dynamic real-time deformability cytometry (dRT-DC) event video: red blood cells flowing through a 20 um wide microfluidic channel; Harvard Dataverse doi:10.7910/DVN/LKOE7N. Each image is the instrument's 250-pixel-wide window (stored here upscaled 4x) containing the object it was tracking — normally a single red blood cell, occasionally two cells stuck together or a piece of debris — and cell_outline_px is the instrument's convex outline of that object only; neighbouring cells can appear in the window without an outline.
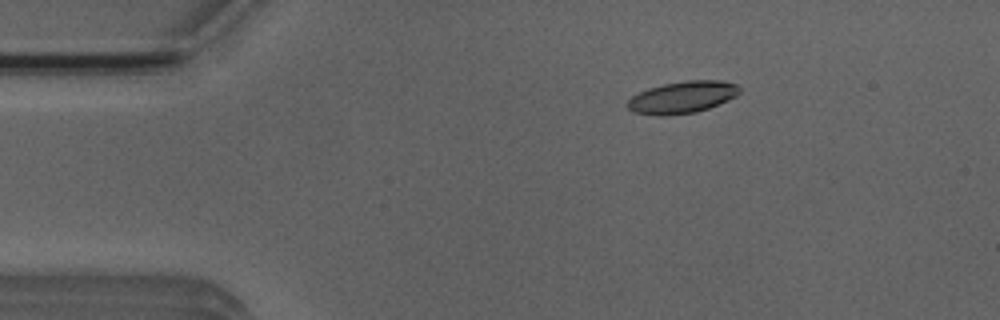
{"species": "Egyptian fruit bat (a non-hibernating species)", "species_latin": "Rousettus aegyptiacus", "temperature_condition": "room temperature", "stored_images_in_passage": 53, "camera_frame_rate_fps": 3000, "um_per_image_px": 0.085, "animal": {"sex": "male"}, "frame": {"image": 1, "passage_image": 9, "time_ms": 2.667, "image_size_px": [1000, 320], "cell_outline_px": [[740, 92], [736, 96], [728, 100], [708, 108], [696, 112], [664, 116], [660, 116], [632, 112], [624, 104], [632, 96], [648, 88], [664, 84], [688, 80], [720, 80], [736, 84], [740, 88]], "centroid_in_image_um": [57.97, 8.27], "position_along_channel_um": 27.0, "area_um2": 20.92}}
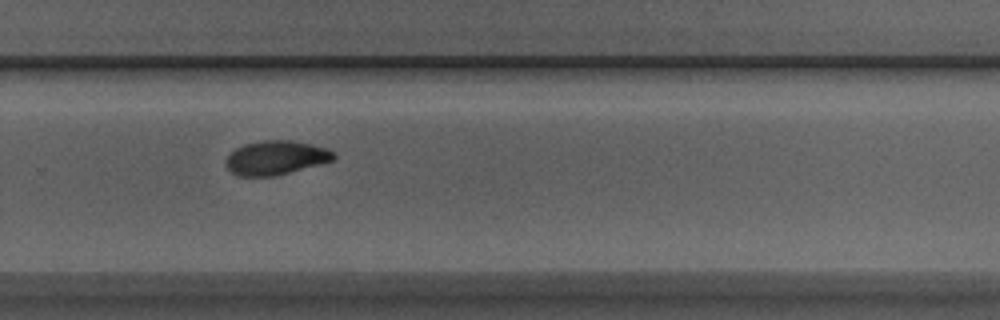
{"frame": {"image": 2, "passage_image": 35, "time_ms": 11.333, "image_size_px": [1000, 320], "cell_outline_px": [[336, 156], [332, 160], [288, 172], [272, 176], [236, 176], [224, 164], [228, 156], [236, 148], [244, 144], [264, 140], [292, 140], [312, 144], [328, 148], [336, 152]], "centroid_in_image_um": [23.44, 13.39], "position_along_channel_um": 306.4, "area_um2": 21.21}}
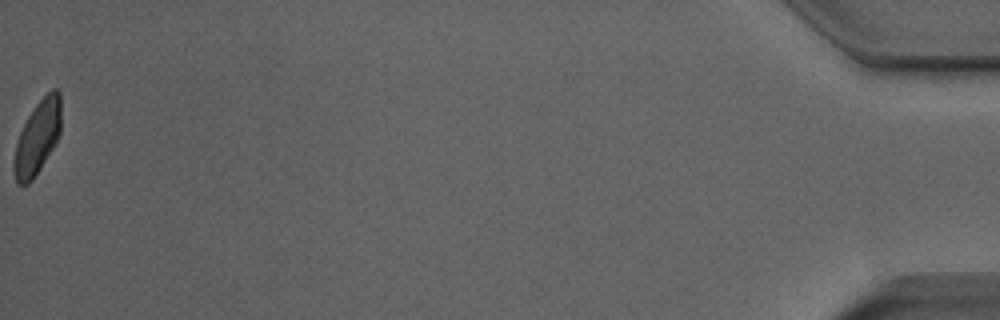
{"frame": {"image": 3, "passage_image": 53, "time_ms": 17.333, "image_size_px": [1000, 320], "cell_outline_px": [[60, 132], [56, 144], [32, 180], [28, 184], [16, 184], [12, 168], [16, 144], [20, 132], [28, 116], [36, 104], [52, 88], [56, 88], [60, 92]], "centroid_in_image_um": [3.18, 11.7], "position_along_channel_um": 432.0, "area_um2": 20.11}, "authors_computed_cell_mechanics": {"area_um2": 21.1548, "velocity_mm_per_s": 3.8999, "shape_relaxation_time_tau1_ms": 8.5353, "shape_relaxation_time_tau2_ms": 3.3951, "deformation_change_tau1": 0.1857, "deformation_change_tau2": 0.0699}}